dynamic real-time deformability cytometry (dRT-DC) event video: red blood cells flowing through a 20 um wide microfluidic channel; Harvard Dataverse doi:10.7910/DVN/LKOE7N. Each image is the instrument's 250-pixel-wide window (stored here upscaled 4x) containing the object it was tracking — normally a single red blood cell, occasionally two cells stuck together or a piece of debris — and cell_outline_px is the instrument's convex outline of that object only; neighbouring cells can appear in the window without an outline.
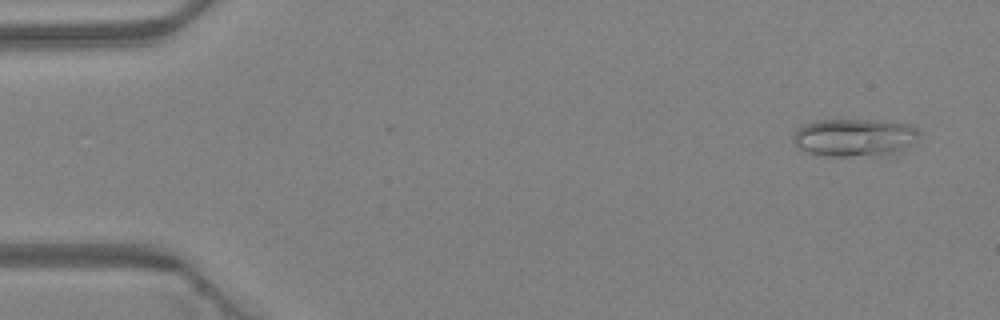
{"species": "Egyptian fruit bat (a non-hibernating species)", "species_latin": "Rousettus aegyptiacus", "temperature_condition": "warm", "stored_images_in_passage": 47, "camera_frame_rate_fps": 3000, "um_per_image_px": 0.085, "animal": {"sex": "female"}, "frame": {"image": 1, "passage_image": 3, "time_ms": 0.667, "image_size_px": [1000, 320], "cell_outline_px": [[920, 140], [888, 156], [824, 156], [800, 148], [792, 140], [792, 136], [804, 124], [816, 120], [868, 120], [912, 124], [920, 132]], "centroid_in_image_um": [72.7, 11.69], "position_along_channel_um": 12.3, "area_um2": 27.92}}
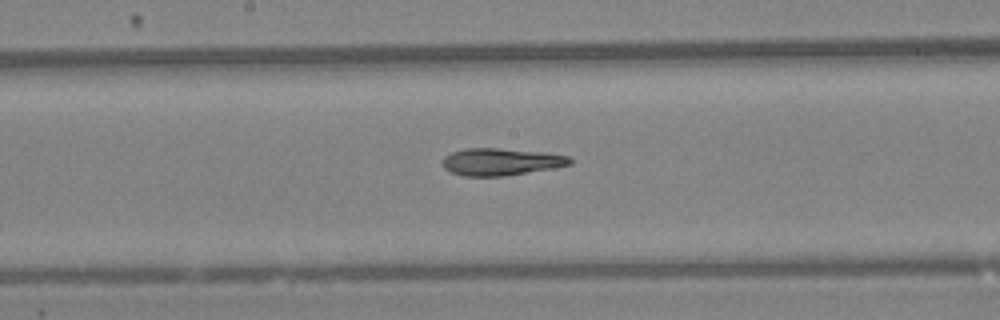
{"frame": {"image": 2, "passage_image": 25, "time_ms": 8.0, "image_size_px": [1000, 320], "cell_outline_px": [[572, 164], [556, 168], [504, 176], [464, 176], [452, 172], [444, 168], [444, 156], [452, 152], [464, 148], [496, 148], [540, 152], [568, 156], [572, 160]], "centroid_in_image_um": [42.59, 13.76], "position_along_channel_um": 205.6, "area_um2": 20.06}}
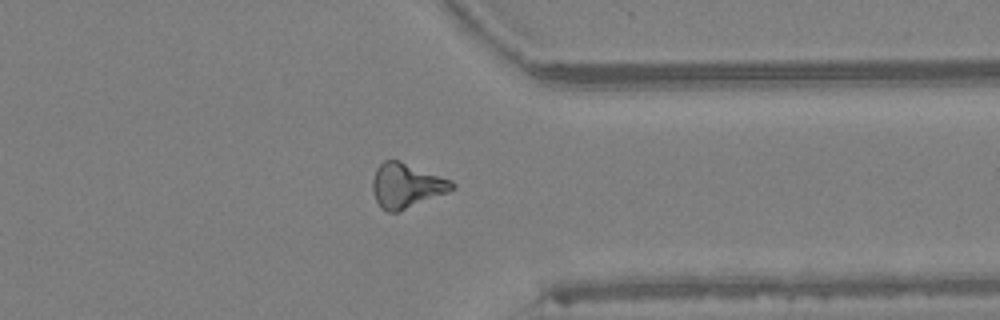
{"frame": {"image": 3, "passage_image": 37, "time_ms": 12.0, "image_size_px": [1000, 320], "cell_outline_px": [[456, 188], [448, 192], [396, 212], [388, 212], [380, 208], [376, 200], [372, 188], [372, 180], [376, 168], [384, 160], [400, 160], [452, 180], [456, 184]], "centroid_in_image_um": [34.54, 15.76], "position_along_channel_um": 376.9, "area_um2": 20.63}, "authors_computed_cell_mechanics": {"area_um2": 20.519, "velocity_mm_per_s": 4.3741, "shape_relaxation_time_tau1_ms": 5.7334, "shape_relaxation_time_tau2_ms": 5.1207, "deformation_change_tau1": 0.1663, "deformation_change_tau2": 0.1455}}